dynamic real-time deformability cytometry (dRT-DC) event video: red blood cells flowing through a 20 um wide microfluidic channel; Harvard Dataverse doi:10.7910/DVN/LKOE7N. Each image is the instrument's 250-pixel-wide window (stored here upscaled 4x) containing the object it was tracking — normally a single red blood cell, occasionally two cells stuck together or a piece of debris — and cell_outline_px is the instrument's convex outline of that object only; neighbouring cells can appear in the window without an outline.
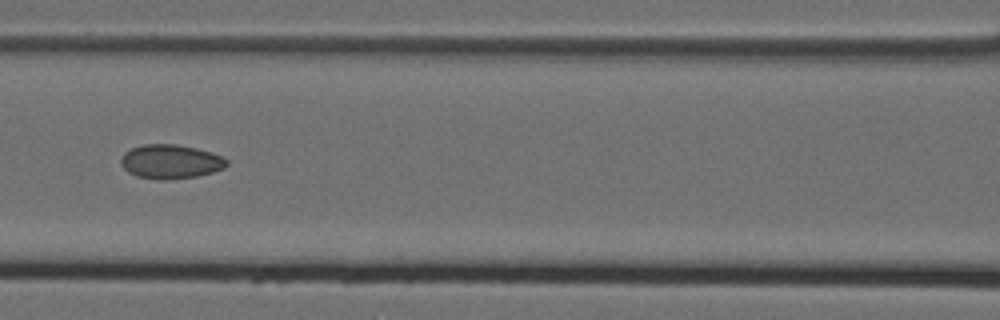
{"species": "Egyptian fruit bat (a non-hibernating species)", "species_latin": "Rousettus aegyptiacus", "temperature_condition": "cold", "stored_images_in_passage": 14, "camera_frame_rate_fps": 3000, "um_per_image_px": 0.085, "animal": {"sex": "female"}, "frame": {"image": 1, "passage_image": 7, "time_ms": 2.0, "image_size_px": [1000, 320], "cell_outline_px": [[228, 164], [224, 168], [212, 172], [196, 176], [168, 180], [156, 180], [136, 176], [128, 172], [120, 164], [120, 160], [124, 152], [132, 148], [144, 144], [176, 144], [196, 148], [212, 152], [228, 160]], "centroid_in_image_um": [14.48, 13.74], "position_along_channel_um": 152.1, "area_um2": 21.15}}
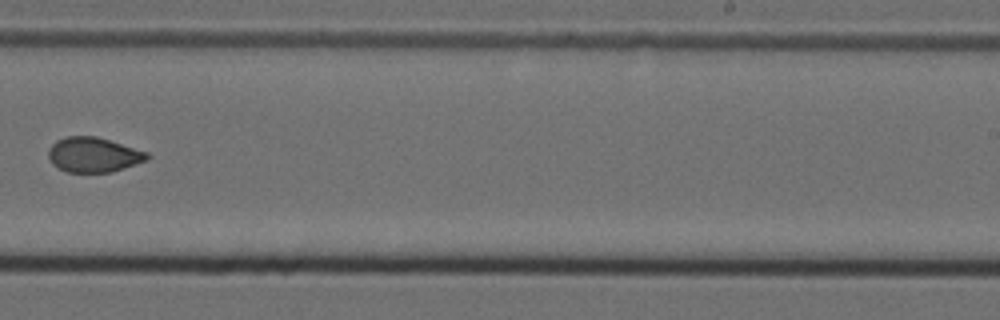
{"frame": {"image": 2, "passage_image": 10, "time_ms": 3.0, "image_size_px": [1000, 320], "cell_outline_px": [[148, 160], [112, 172], [68, 172], [52, 164], [48, 156], [48, 148], [56, 140], [68, 136], [96, 136], [148, 152]], "centroid_in_image_um": [7.93, 13.15], "position_along_channel_um": 281.1, "area_um2": 20.0}}
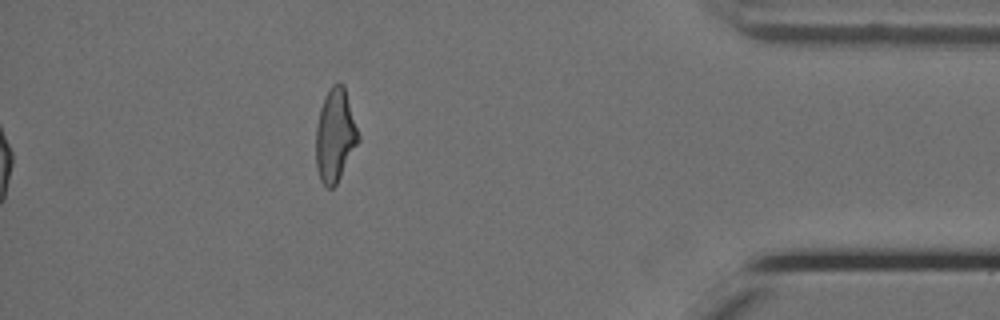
{"frame": {"image": 3, "passage_image": 14, "time_ms": 4.333, "image_size_px": [1000, 320], "cell_outline_px": [[360, 140], [336, 184], [332, 188], [328, 188], [320, 180], [316, 168], [316, 128], [320, 108], [324, 96], [332, 84], [344, 84], [360, 136]], "centroid_in_image_um": [28.49, 11.5], "position_along_channel_um": 406.7, "area_um2": 23.0}}